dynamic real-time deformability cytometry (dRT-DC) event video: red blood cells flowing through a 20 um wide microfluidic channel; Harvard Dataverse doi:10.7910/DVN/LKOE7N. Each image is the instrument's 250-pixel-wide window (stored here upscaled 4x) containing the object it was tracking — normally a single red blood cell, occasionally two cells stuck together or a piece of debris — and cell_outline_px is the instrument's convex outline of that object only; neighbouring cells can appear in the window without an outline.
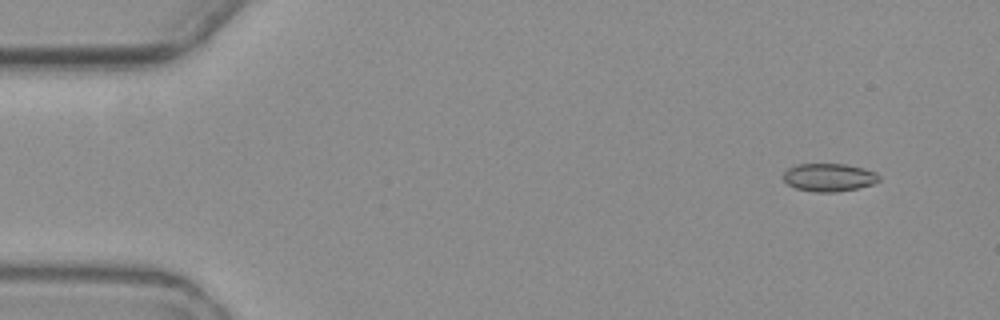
{"species": "common noctule bat (a hibernating species)", "species_latin": "Nyctalus noctula", "temperature_condition": "warm", "stored_images_in_passage": 7, "camera_frame_rate_fps": 3000, "um_per_image_px": 0.085, "animal": {"sex": "female", "body_mass_g": 19.3, "forearm_length_mm": 54.1}, "frame": {"image": 1, "passage_image": 2, "time_ms": 1.0, "image_size_px": [1000, 320], "cell_outline_px": [[880, 180], [872, 184], [856, 188], [836, 192], [816, 192], [796, 188], [788, 184], [784, 180], [784, 172], [788, 168], [796, 164], [844, 164], [864, 168], [876, 172], [880, 176]], "centroid_in_image_um": [70.47, 15.07], "position_along_channel_um": 14.5, "area_um2": 15.55}}
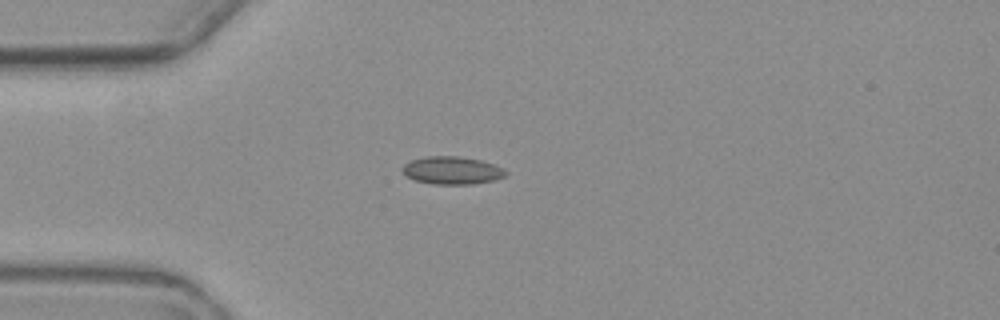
{"frame": {"image": 2, "passage_image": 5, "time_ms": 4.667, "image_size_px": [1000, 320], "cell_outline_px": [[508, 172], [504, 176], [492, 180], [472, 184], [432, 184], [416, 180], [408, 176], [400, 168], [404, 164], [412, 160], [428, 156], [460, 156], [480, 160], [504, 168]], "centroid_in_image_um": [38.42, 14.48], "position_along_channel_um": 46.6, "area_um2": 16.53}}
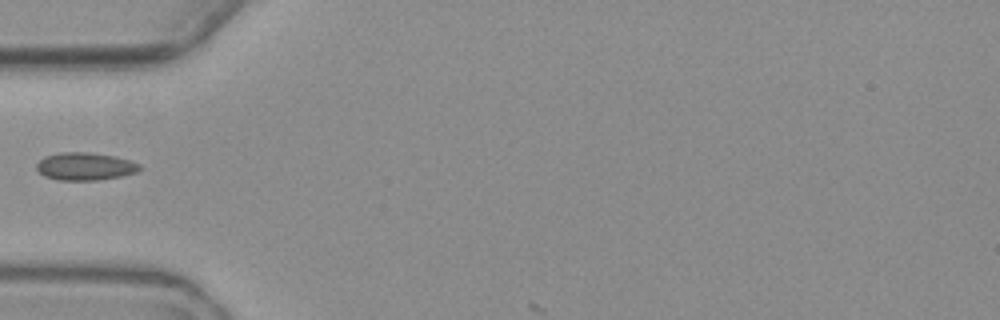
{"frame": {"image": 3, "passage_image": 6, "time_ms": 6.0, "image_size_px": [1000, 320], "cell_outline_px": [[144, 168], [136, 172], [120, 176], [100, 180], [60, 180], [44, 176], [36, 168], [36, 164], [44, 156], [60, 152], [88, 152], [112, 156], [132, 160], [140, 164]], "centroid_in_image_um": [7.25, 14.14], "position_along_channel_um": 77.7, "area_um2": 16.7}}